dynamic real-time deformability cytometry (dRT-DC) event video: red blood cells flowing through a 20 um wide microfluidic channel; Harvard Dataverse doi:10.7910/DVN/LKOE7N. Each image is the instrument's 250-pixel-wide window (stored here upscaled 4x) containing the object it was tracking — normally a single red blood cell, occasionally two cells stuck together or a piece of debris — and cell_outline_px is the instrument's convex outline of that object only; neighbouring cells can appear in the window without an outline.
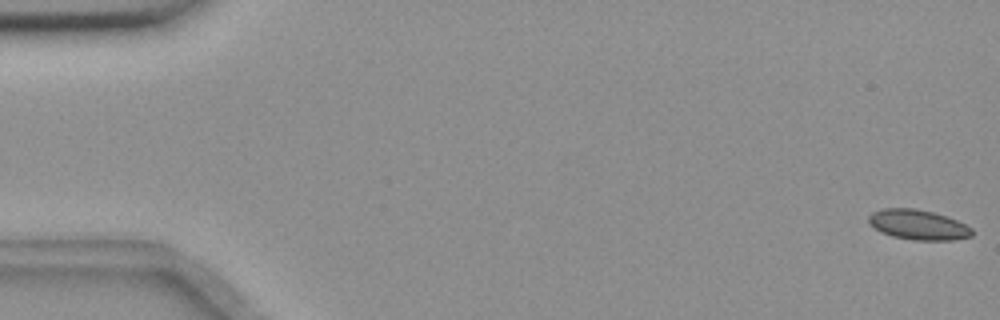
{"species": "common noctule bat (a hibernating species)", "species_latin": "Nyctalus noctula", "temperature_condition": "room temperature", "stored_images_in_passage": 56, "camera_frame_rate_fps": 3000, "um_per_image_px": 0.085, "animal": {"sex": "female", "body_mass_g": 18.4}, "frame": {"image": 1, "passage_image": 1, "time_ms": 0.0, "image_size_px": [1000, 320], "cell_outline_px": [[972, 236], [952, 240], [912, 240], [892, 236], [880, 232], [868, 224], [868, 216], [872, 212], [884, 208], [916, 208], [948, 216], [972, 228]], "centroid_in_image_um": [78.01, 19.1], "position_along_channel_um": 7.0, "area_um2": 18.21}}
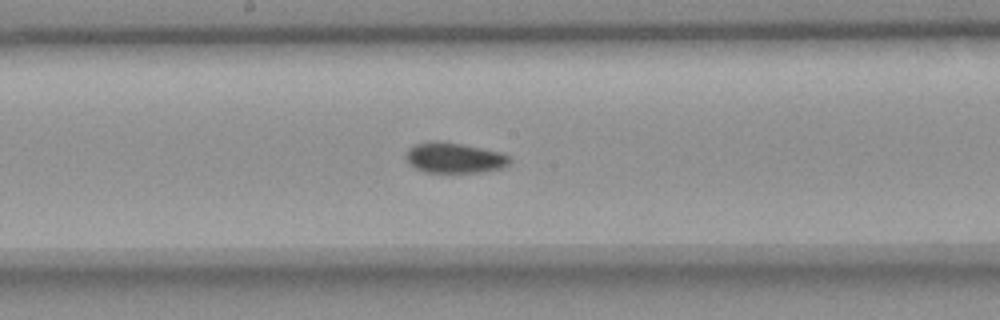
{"frame": {"image": 2, "passage_image": 30, "time_ms": 9.667, "image_size_px": [1000, 320], "cell_outline_px": [[512, 160], [504, 168], [480, 172], [424, 172], [416, 168], [404, 156], [408, 148], [416, 144], [432, 140], [440, 140], [500, 152], [508, 156]], "centroid_in_image_um": [38.61, 13.41], "position_along_channel_um": 209.6, "area_um2": 18.32}}
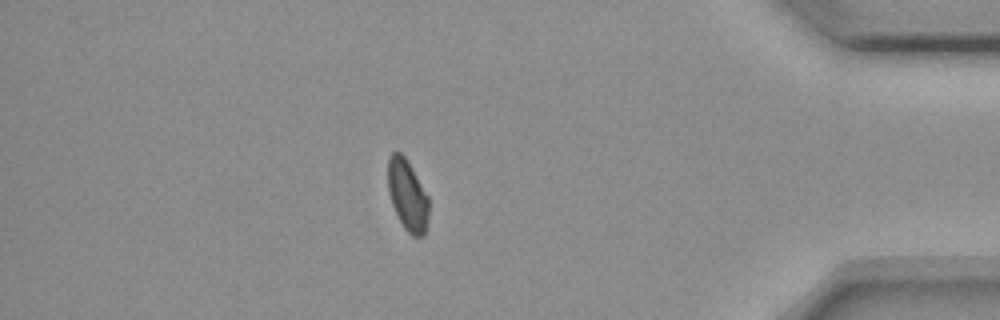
{"frame": {"image": 3, "passage_image": 49, "time_ms": 16.0, "image_size_px": [1000, 320], "cell_outline_px": [[428, 220], [424, 236], [412, 236], [404, 228], [392, 204], [388, 192], [388, 160], [392, 152], [400, 152], [404, 156], [428, 196]], "centroid_in_image_um": [34.63, 16.61], "position_along_channel_um": 400.6, "area_um2": 16.65}, "authors_computed_cell_mechanics": {"area_um2": 18.1781, "velocity_mm_per_s": 3.6313, "shape_relaxation_time_tau1_ms": null, "shape_relaxation_time_tau2_ms": 3.3612, "deformation_change_tau1": null, "deformation_change_tau2": 0.072}}